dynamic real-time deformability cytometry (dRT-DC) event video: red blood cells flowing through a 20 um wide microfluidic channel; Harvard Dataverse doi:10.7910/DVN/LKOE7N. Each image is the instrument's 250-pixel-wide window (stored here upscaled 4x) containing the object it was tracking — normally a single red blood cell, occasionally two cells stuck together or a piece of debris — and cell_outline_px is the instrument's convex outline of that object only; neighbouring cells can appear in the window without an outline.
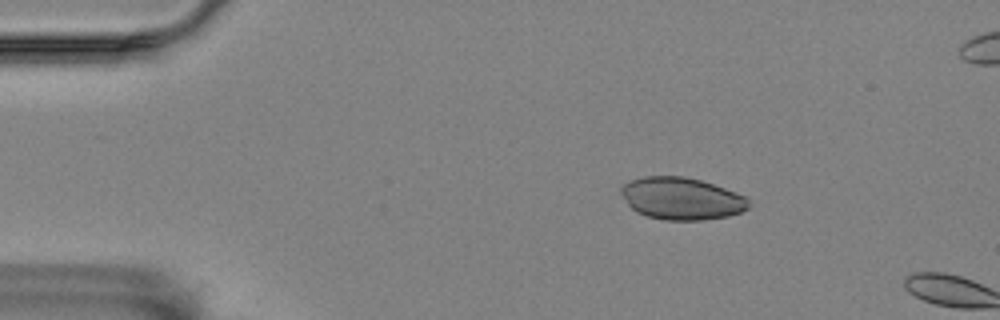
{"species": "Egyptian fruit bat (a non-hibernating species)", "species_latin": "Rousettus aegyptiacus", "temperature_condition": "room temperature", "stored_images_in_passage": 9, "camera_frame_rate_fps": 3000, "um_per_image_px": 0.085, "animal": {"sex": "female"}, "frame": {"image": 1, "passage_image": 7, "time_ms": 2.0, "image_size_px": [1000, 320], "cell_outline_px": [[752, 204], [748, 208], [740, 212], [728, 216], [704, 220], [664, 220], [648, 216], [636, 212], [628, 204], [620, 192], [620, 188], [624, 184], [632, 180], [644, 176], [684, 176], [700, 180], [724, 188], [744, 196]], "centroid_in_image_um": [57.93, 16.88], "position_along_channel_um": 27.1, "area_um2": 31.27}}